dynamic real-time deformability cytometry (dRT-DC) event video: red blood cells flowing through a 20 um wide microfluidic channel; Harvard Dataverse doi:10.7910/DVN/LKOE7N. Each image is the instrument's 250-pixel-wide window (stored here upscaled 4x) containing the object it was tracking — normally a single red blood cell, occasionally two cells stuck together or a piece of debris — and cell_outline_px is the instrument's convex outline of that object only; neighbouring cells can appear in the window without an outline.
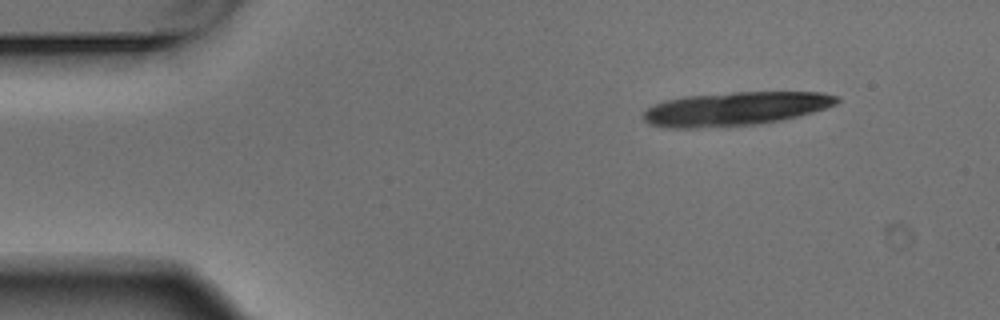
{"species": "Egyptian fruit bat (a non-hibernating species)", "species_latin": "Rousettus aegyptiacus", "temperature_condition": "warm", "stored_images_in_passage": 4, "camera_frame_rate_fps": 3000, "um_per_image_px": 0.085, "animal": {"sex": "male"}, "frame": {"image": 1, "passage_image": 1, "time_ms": 0.0, "image_size_px": [1000, 320], "cell_outline_px": [[840, 100], [836, 104], [812, 112], [780, 120], [756, 124], [696, 128], [668, 128], [648, 124], [644, 120], [644, 112], [652, 104], [664, 100], [684, 96], [732, 92], [824, 92], [840, 96]], "centroid_in_image_um": [62.47, 9.23], "position_along_channel_um": 22.5, "area_um2": 38.03}}